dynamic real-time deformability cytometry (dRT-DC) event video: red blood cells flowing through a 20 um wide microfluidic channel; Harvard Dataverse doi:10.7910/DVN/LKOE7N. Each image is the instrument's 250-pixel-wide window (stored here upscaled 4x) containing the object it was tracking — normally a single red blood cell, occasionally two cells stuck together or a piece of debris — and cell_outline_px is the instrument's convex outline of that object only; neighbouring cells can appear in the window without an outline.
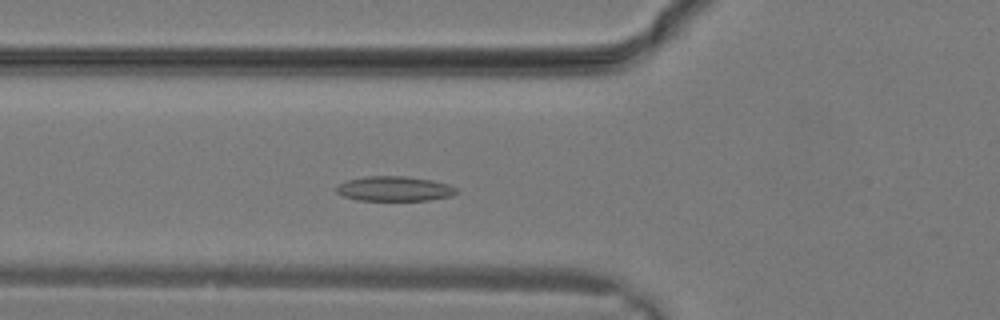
{"species": "common noctule bat (a hibernating species)", "species_latin": "Nyctalus noctula", "temperature_condition": "warm", "stored_images_in_passage": 27, "camera_frame_rate_fps": 3000, "um_per_image_px": 0.085, "animal": {"sex": "male", "body_mass_g": 19.2, "forearm_length_mm": 51.8}, "frame": {"image": 1, "passage_image": 8, "time_ms": 2.333, "image_size_px": [1000, 320], "cell_outline_px": [[460, 192], [452, 196], [428, 200], [356, 200], [344, 196], [336, 192], [336, 184], [348, 180], [368, 176], [404, 176], [432, 180], [448, 184], [460, 188]], "centroid_in_image_um": [33.57, 16.04], "position_along_channel_um": 92.2, "area_um2": 17.51}}
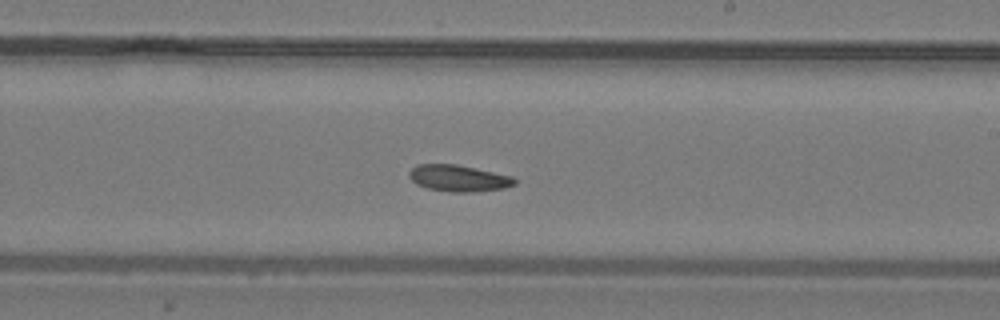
{"frame": {"image": 2, "passage_image": 15, "time_ms": 4.667, "image_size_px": [1000, 320], "cell_outline_px": [[516, 184], [504, 188], [472, 192], [452, 192], [428, 188], [416, 184], [408, 176], [408, 172], [416, 164], [456, 164], [512, 176], [516, 180]], "centroid_in_image_um": [38.96, 15.14], "position_along_channel_um": 250.0, "area_um2": 16.24}}
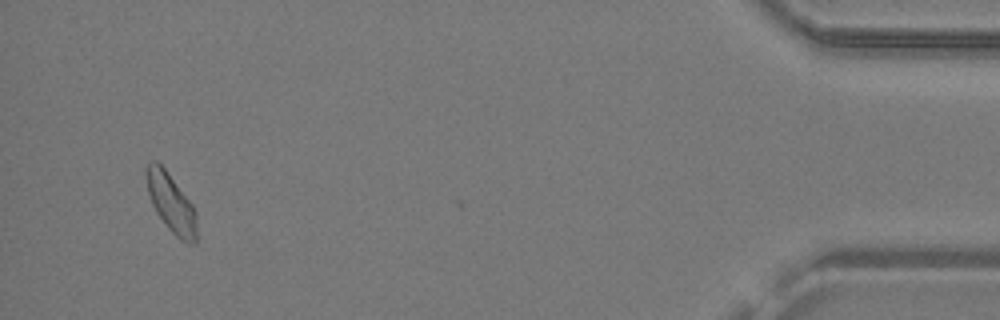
{"frame": {"image": 3, "passage_image": 26, "time_ms": 8.333, "image_size_px": [1000, 320], "cell_outline_px": [[196, 244], [188, 244], [180, 240], [168, 228], [156, 212], [152, 204], [148, 192], [144, 172], [144, 168], [152, 160], [156, 160], [164, 168], [192, 204], [196, 212]], "centroid_in_image_um": [14.53, 17.26], "position_along_channel_um": 420.7, "area_um2": 17.22}}